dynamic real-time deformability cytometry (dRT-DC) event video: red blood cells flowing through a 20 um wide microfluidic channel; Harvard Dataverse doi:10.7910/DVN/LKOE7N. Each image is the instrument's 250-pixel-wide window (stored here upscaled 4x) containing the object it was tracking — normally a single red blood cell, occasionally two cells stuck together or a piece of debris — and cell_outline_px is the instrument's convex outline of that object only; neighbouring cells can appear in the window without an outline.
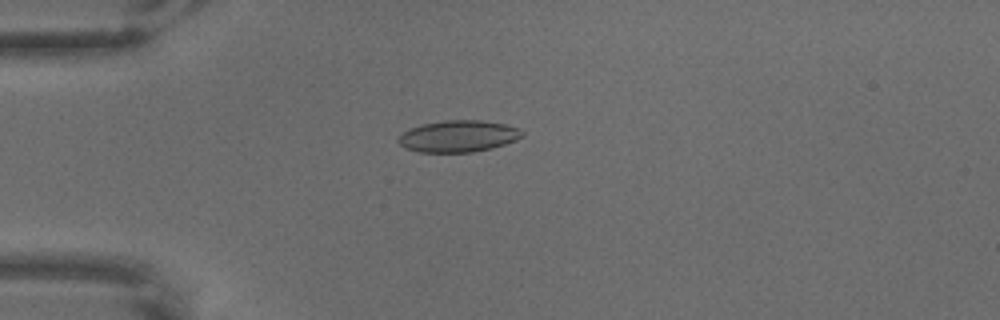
{"species": "common noctule bat (a hibernating species)", "species_latin": "Nyctalus noctula", "temperature_condition": "warm", "stored_images_in_passage": 7, "camera_frame_rate_fps": 3000, "um_per_image_px": 0.085, "animal": {"sex": "male", "body_mass_g": 18.8}, "frame": {"image": 1, "passage_image": 5, "time_ms": 1.333, "image_size_px": [1000, 320], "cell_outline_px": [[524, 136], [516, 140], [492, 148], [472, 152], [420, 152], [404, 148], [396, 140], [408, 128], [424, 124], [444, 120], [480, 120], [504, 124], [520, 128], [524, 132]], "centroid_in_image_um": [38.97, 11.58], "position_along_channel_um": 46.0, "area_um2": 22.89}}
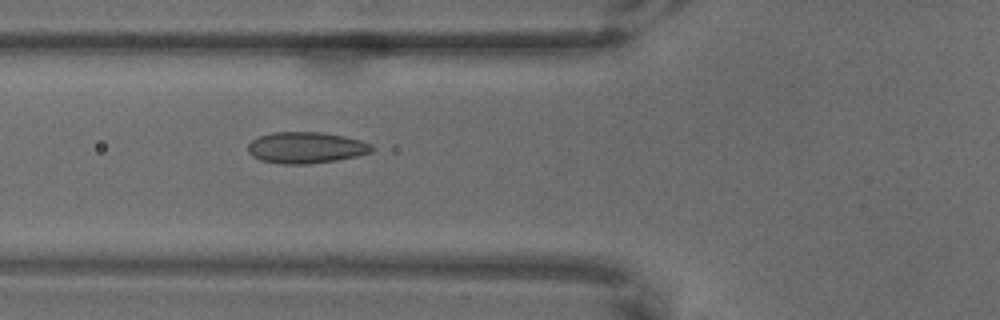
{"frame": {"image": 2, "passage_image": 7, "time_ms": 2.0, "image_size_px": [1000, 320], "cell_outline_px": [[376, 148], [372, 152], [356, 156], [336, 160], [308, 164], [284, 164], [260, 160], [252, 156], [248, 152], [248, 144], [252, 140], [260, 136], [272, 132], [320, 132], [344, 136], [360, 140], [372, 144]], "centroid_in_image_um": [26.02, 12.55], "position_along_channel_um": 99.8, "area_um2": 22.66}}